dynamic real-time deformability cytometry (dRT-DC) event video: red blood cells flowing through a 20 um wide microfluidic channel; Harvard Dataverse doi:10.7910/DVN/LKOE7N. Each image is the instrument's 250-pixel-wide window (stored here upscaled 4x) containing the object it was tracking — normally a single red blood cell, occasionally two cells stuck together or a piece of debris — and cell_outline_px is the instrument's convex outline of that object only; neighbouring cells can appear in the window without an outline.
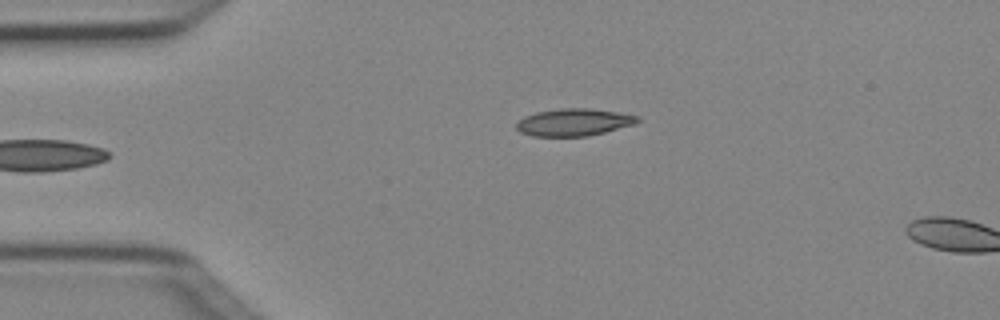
{"species": "Egyptian fruit bat (a non-hibernating species)", "species_latin": "Rousettus aegyptiacus", "temperature_condition": "cold", "stored_images_in_passage": 4, "camera_frame_rate_fps": 3000, "um_per_image_px": 0.085, "animal": {"sex": "female"}, "frame": {"image": 1, "passage_image": 4, "time_ms": 1.0, "image_size_px": [1000, 320], "cell_outline_px": [[640, 120], [636, 124], [588, 136], [532, 136], [520, 132], [516, 128], [516, 120], [524, 116], [536, 112], [560, 108], [588, 108], [616, 112], [640, 116]], "centroid_in_image_um": [48.75, 10.39], "position_along_channel_um": 36.2, "area_um2": 19.36}}